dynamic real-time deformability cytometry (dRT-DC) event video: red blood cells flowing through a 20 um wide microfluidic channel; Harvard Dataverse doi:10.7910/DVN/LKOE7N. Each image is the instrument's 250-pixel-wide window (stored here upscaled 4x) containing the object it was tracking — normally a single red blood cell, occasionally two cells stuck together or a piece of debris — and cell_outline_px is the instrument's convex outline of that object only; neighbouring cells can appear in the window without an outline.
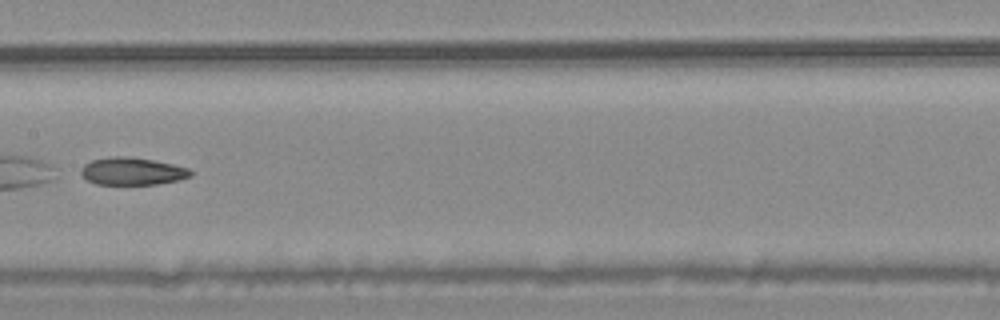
{"species": "common noctule bat (a hibernating species)", "species_latin": "Nyctalus noctula", "temperature_condition": "warm", "stored_images_in_passage": 9, "camera_frame_rate_fps": 3000, "um_per_image_px": 0.085, "animal": {"sex": "male", "body_mass_g": 20.4}, "frame": {"image": 1, "passage_image": 7, "time_ms": 2.0, "image_size_px": [1000, 320], "cell_outline_px": [[192, 176], [180, 180], [156, 184], [96, 184], [80, 176], [80, 168], [84, 164], [92, 160], [112, 156], [128, 156], [152, 160], [172, 164], [188, 168], [192, 172]], "centroid_in_image_um": [11.21, 14.55], "position_along_channel_um": 196.2, "area_um2": 17.63}}